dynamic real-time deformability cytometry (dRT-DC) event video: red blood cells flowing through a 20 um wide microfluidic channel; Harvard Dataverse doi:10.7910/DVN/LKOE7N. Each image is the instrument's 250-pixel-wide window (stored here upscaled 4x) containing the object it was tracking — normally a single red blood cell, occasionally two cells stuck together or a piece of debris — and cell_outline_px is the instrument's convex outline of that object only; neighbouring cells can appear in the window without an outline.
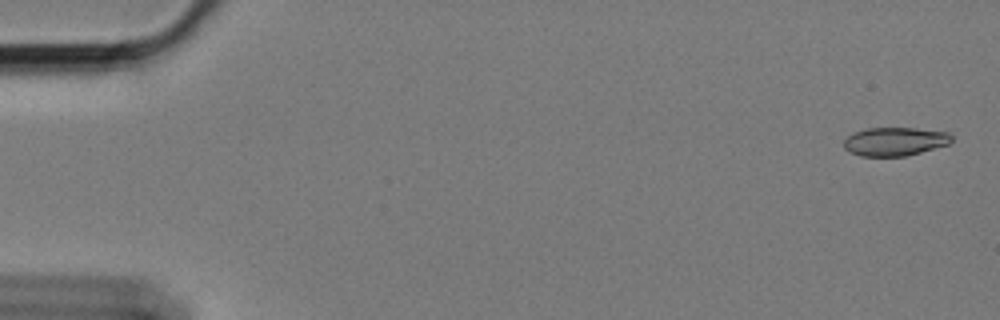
{"species": "Egyptian fruit bat (a non-hibernating species)", "species_latin": "Rousettus aegyptiacus", "temperature_condition": "cold", "stored_images_in_passage": 13, "camera_frame_rate_fps": 3000, "um_per_image_px": 0.085, "animal": {"sex": "female"}, "frame": {"image": 1, "passage_image": 2, "time_ms": 0.333, "image_size_px": [1000, 320], "cell_outline_px": [[952, 140], [948, 144], [920, 152], [904, 156], [860, 156], [844, 148], [844, 140], [848, 136], [856, 132], [868, 128], [916, 128], [948, 132], [952, 136]], "centroid_in_image_um": [76.07, 12.02], "position_along_channel_um": 8.9, "area_um2": 17.69}}